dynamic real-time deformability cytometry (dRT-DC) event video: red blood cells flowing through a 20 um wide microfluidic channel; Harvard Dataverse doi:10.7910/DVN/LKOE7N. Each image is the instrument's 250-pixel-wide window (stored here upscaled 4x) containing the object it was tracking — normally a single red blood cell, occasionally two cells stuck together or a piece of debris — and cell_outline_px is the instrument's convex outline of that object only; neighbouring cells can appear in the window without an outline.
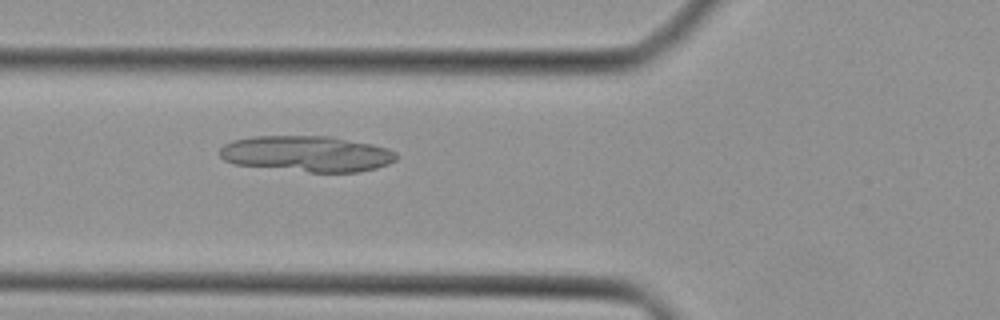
{"species": "Egyptian fruit bat (a non-hibernating species)", "species_latin": "Rousettus aegyptiacus", "temperature_condition": "cold", "stored_images_in_passage": 34, "camera_frame_rate_fps": 3000, "um_per_image_px": 0.085, "animal": {"sex": "female"}, "frame": {"image": 1, "passage_image": 6, "time_ms": 1.667, "image_size_px": [1000, 320], "cell_outline_px": [[396, 160], [388, 164], [376, 168], [356, 172], [308, 172], [232, 164], [224, 160], [220, 156], [220, 148], [224, 144], [232, 140], [252, 136], [328, 136], [372, 144], [388, 148], [396, 152]], "centroid_in_image_um": [26.05, 13.07], "position_along_channel_um": 99.7, "area_um2": 37.05}}
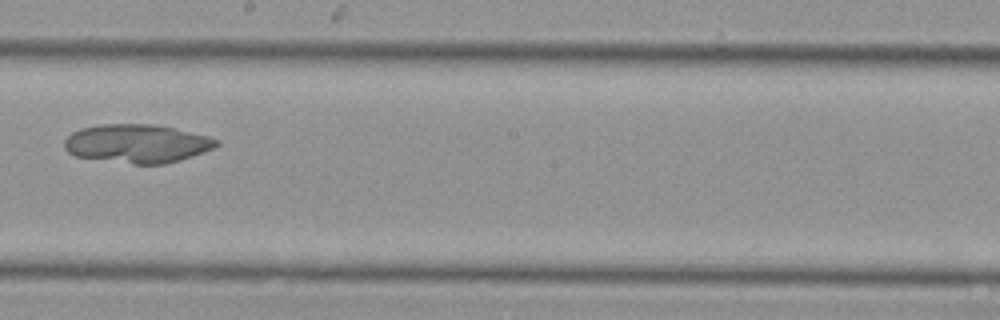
{"frame": {"image": 2, "passage_image": 15, "time_ms": 4.667, "image_size_px": [1000, 320], "cell_outline_px": [[220, 144], [204, 152], [180, 160], [164, 164], [136, 164], [76, 156], [68, 152], [64, 148], [64, 140], [72, 132], [80, 128], [100, 124], [156, 124], [208, 136], [220, 140]], "centroid_in_image_um": [11.66, 12.19], "position_along_channel_um": 236.5, "area_um2": 34.1}}
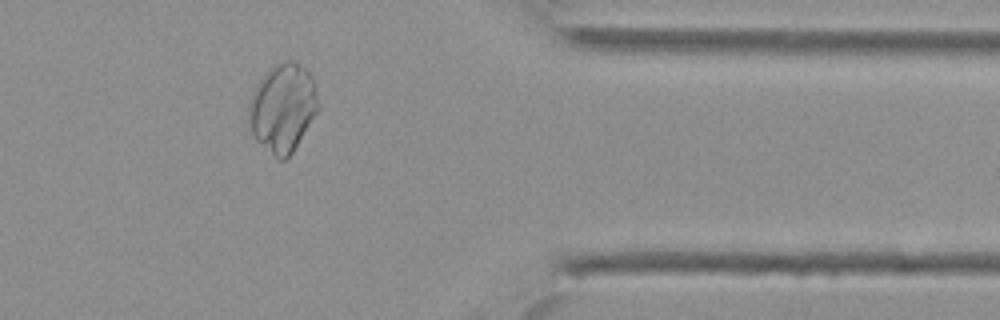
{"frame": {"image": 3, "passage_image": 26, "time_ms": 8.333, "image_size_px": [1000, 320], "cell_outline_px": [[320, 108], [292, 152], [284, 160], [276, 160], [256, 140], [252, 132], [248, 108], [248, 104], [264, 72], [272, 64], [284, 60], [292, 60], [304, 68], [312, 76]], "centroid_in_image_um": [24.04, 9.16], "position_along_channel_um": 387.4, "area_um2": 35.66}}